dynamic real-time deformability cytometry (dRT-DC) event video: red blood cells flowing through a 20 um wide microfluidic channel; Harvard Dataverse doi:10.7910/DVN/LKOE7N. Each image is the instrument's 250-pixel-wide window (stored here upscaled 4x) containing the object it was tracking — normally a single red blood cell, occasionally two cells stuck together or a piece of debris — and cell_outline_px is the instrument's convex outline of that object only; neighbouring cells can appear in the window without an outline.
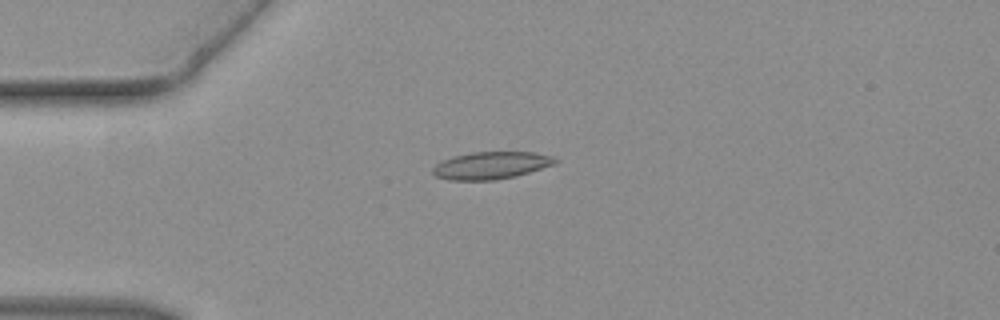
{"species": "common noctule bat (a hibernating species)", "species_latin": "Nyctalus noctula", "temperature_condition": "warm", "stored_images_in_passage": 36, "camera_frame_rate_fps": 3000, "um_per_image_px": 0.085, "animal": {"sex": "female", "body_mass_g": 19.3, "forearm_length_mm": 54.1}, "frame": {"image": 1, "passage_image": 1, "time_ms": 0.0, "image_size_px": [1000, 320], "cell_outline_px": [[560, 160], [556, 164], [516, 176], [496, 180], [448, 180], [436, 176], [432, 172], [432, 168], [440, 160], [452, 156], [472, 152], [532, 152], [556, 156]], "centroid_in_image_um": [41.76, 14.05], "position_along_channel_um": 43.2, "area_um2": 19.83}}
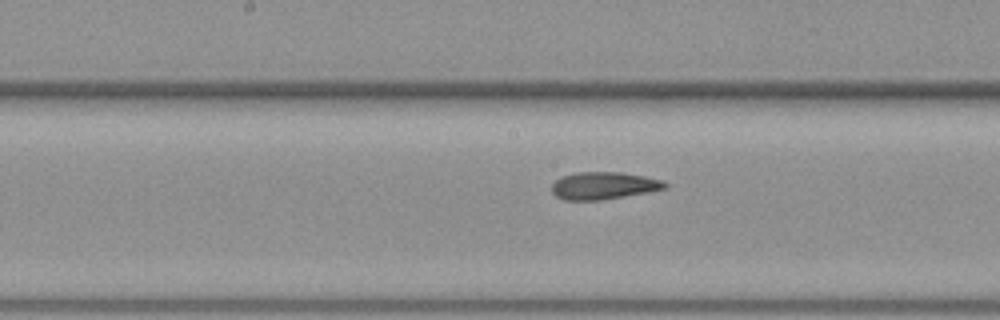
{"frame": {"image": 2, "passage_image": 13, "time_ms": 4.0, "image_size_px": [1000, 320], "cell_outline_px": [[668, 188], [648, 192], [600, 200], [564, 200], [556, 196], [552, 192], [552, 184], [556, 180], [564, 176], [576, 172], [620, 172], [644, 176], [664, 180], [668, 184]], "centroid_in_image_um": [51.34, 15.78], "position_along_channel_um": 196.9, "area_um2": 18.03}}
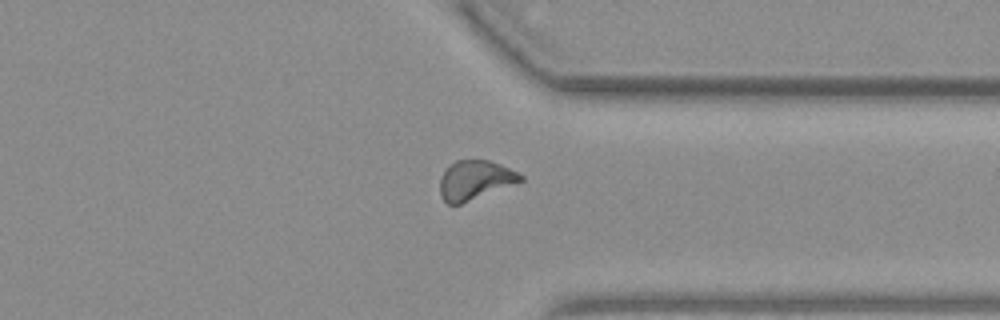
{"frame": {"image": 3, "passage_image": 25, "time_ms": 8.0, "image_size_px": [1000, 320], "cell_outline_px": [[524, 180], [460, 204], [448, 204], [440, 196], [440, 180], [448, 164], [456, 160], [488, 160], [500, 164], [524, 176]], "centroid_in_image_um": [40.35, 15.3], "position_along_channel_um": 371.1, "area_um2": 18.21}}